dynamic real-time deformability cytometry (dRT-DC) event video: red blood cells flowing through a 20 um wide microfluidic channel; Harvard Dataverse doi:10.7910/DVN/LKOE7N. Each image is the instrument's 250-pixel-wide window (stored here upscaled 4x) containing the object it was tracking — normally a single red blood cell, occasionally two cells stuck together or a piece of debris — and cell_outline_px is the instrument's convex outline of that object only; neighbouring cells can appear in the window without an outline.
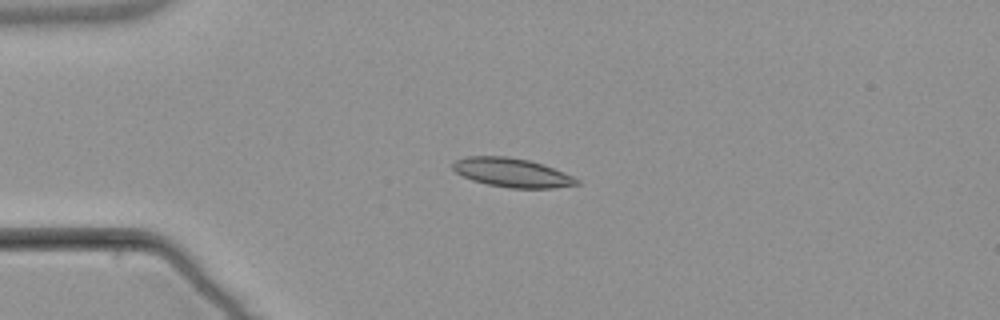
{"species": "common noctule bat (a hibernating species)", "species_latin": "Nyctalus noctula", "temperature_condition": "warm", "stored_images_in_passage": 5, "camera_frame_rate_fps": 3000, "um_per_image_px": 0.085, "animal": {"sex": "male", "body_mass_g": 21.5, "forearm_length_mm": 52.0}, "frame": {"image": 1, "passage_image": 4, "time_ms": 3.667, "image_size_px": [1000, 320], "cell_outline_px": [[580, 184], [552, 188], [508, 188], [488, 184], [472, 180], [456, 172], [452, 168], [452, 164], [456, 160], [464, 156], [508, 156], [528, 160], [544, 164], [564, 172], [580, 180]], "centroid_in_image_um": [43.53, 14.67], "position_along_channel_um": 41.5, "area_um2": 20.98}}